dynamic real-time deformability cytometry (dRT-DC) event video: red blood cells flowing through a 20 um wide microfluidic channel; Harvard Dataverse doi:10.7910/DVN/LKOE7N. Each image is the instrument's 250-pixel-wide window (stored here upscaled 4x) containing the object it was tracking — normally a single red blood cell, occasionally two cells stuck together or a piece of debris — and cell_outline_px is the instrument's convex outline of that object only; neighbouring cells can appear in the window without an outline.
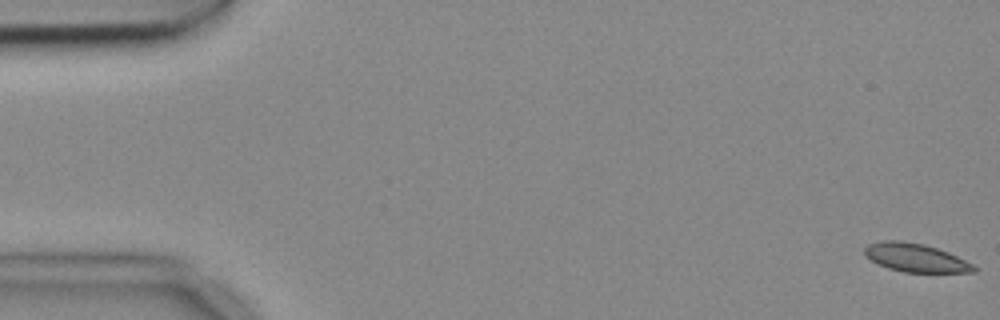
{"species": "common noctule bat (a hibernating species)", "species_latin": "Nyctalus noctula", "temperature_condition": "cold", "stored_images_in_passage": 8, "camera_frame_rate_fps": 3000, "um_per_image_px": 0.085, "animal": {"sex": "female", "body_mass_g": 18.4}, "frame": {"image": 1, "passage_image": 1, "time_ms": 0.0, "image_size_px": [1000, 320], "cell_outline_px": [[980, 268], [976, 272], [904, 272], [888, 268], [864, 256], [864, 248], [868, 244], [884, 240], [900, 240], [924, 244], [948, 252]], "centroid_in_image_um": [77.82, 21.9], "position_along_channel_um": 7.2, "area_um2": 18.03}}
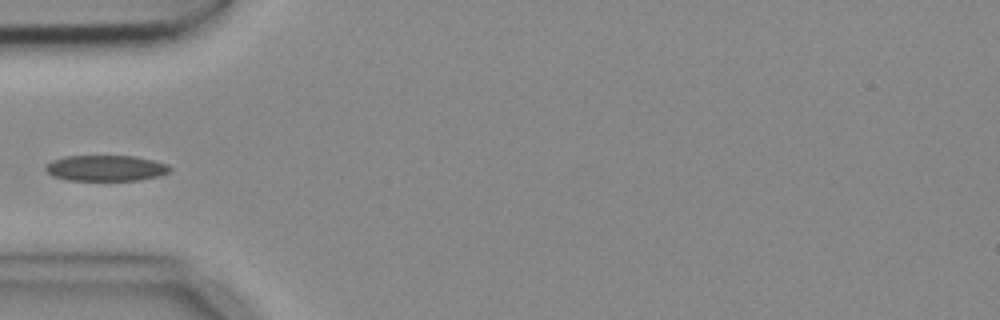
{"frame": {"image": 2, "passage_image": 5, "time_ms": 1.333, "image_size_px": [1000, 320], "cell_outline_px": [[172, 172], [160, 176], [140, 180], [68, 180], [52, 176], [44, 168], [44, 164], [52, 160], [64, 156], [136, 156], [168, 164], [172, 168]], "centroid_in_image_um": [9.01, 14.29], "position_along_channel_um": 76.0, "area_um2": 18.96}}
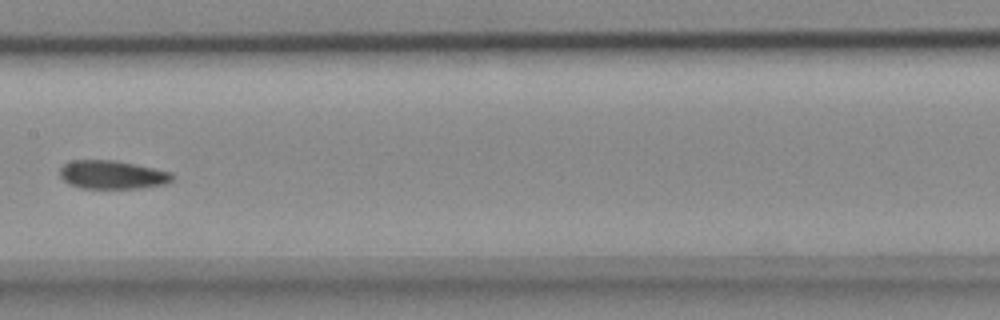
{"frame": {"image": 3, "passage_image": 8, "time_ms": 2.333, "image_size_px": [1000, 320], "cell_outline_px": [[172, 180], [168, 184], [140, 188], [80, 188], [68, 184], [60, 176], [60, 168], [68, 160], [116, 160], [172, 172]], "centroid_in_image_um": [9.53, 14.85], "position_along_channel_um": 197.9, "area_um2": 18.79}}